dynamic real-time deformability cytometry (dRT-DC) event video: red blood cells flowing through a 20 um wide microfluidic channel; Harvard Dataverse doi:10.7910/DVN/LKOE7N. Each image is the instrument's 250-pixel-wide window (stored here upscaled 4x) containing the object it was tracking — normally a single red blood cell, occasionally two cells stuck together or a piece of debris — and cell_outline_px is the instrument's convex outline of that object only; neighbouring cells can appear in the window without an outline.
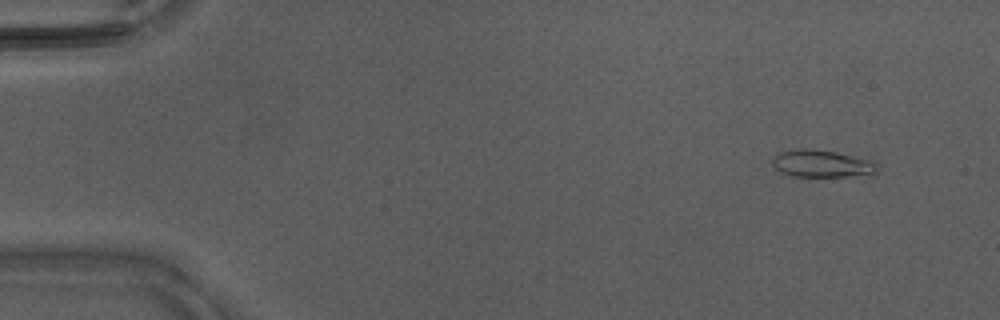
{"species": "Egyptian fruit bat (a non-hibernating species)", "species_latin": "Rousettus aegyptiacus", "temperature_condition": "warm", "stored_images_in_passage": 45, "camera_frame_rate_fps": 3000, "um_per_image_px": 0.085, "animal": {"sex": "male"}, "frame": {"image": 1, "passage_image": 4, "time_ms": 1.0, "image_size_px": [1000, 320], "cell_outline_px": [[880, 168], [876, 172], [848, 176], [792, 176], [780, 172], [772, 164], [772, 156], [780, 152], [796, 148], [804, 148], [836, 152], [868, 160], [876, 164]], "centroid_in_image_um": [69.77, 13.9], "position_along_channel_um": 15.2, "area_um2": 16.42}}
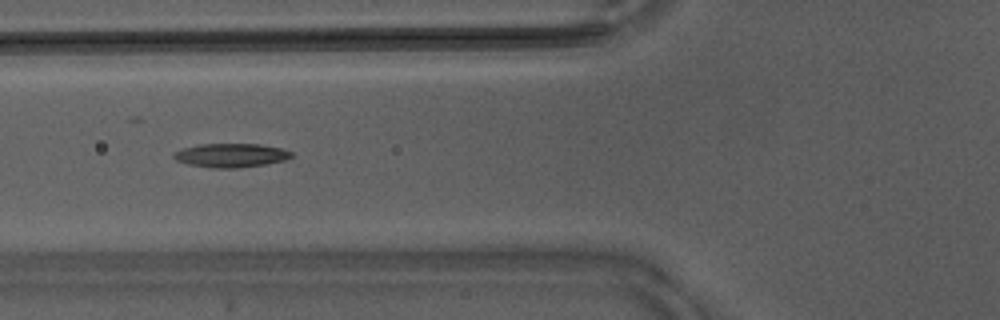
{"frame": {"image": 2, "passage_image": 18, "time_ms": 5.667, "image_size_px": [1000, 320], "cell_outline_px": [[292, 156], [284, 160], [268, 164], [236, 168], [212, 168], [188, 164], [176, 160], [172, 156], [172, 152], [184, 148], [200, 144], [260, 144], [280, 148], [292, 152]], "centroid_in_image_um": [19.61, 13.2], "position_along_channel_um": 106.2, "area_um2": 16.36}}
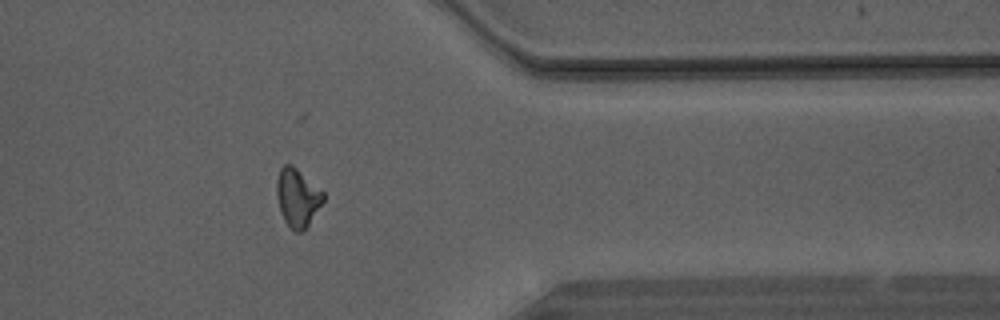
{"frame": {"image": 3, "passage_image": 37, "time_ms": 12.0, "image_size_px": [1000, 320], "cell_outline_px": [[324, 200], [308, 224], [300, 232], [296, 232], [284, 220], [280, 208], [276, 192], [276, 180], [280, 168], [284, 164], [292, 164], [324, 192]], "centroid_in_image_um": [25.27, 16.75], "position_along_channel_um": 386.1, "area_um2": 15.49}}